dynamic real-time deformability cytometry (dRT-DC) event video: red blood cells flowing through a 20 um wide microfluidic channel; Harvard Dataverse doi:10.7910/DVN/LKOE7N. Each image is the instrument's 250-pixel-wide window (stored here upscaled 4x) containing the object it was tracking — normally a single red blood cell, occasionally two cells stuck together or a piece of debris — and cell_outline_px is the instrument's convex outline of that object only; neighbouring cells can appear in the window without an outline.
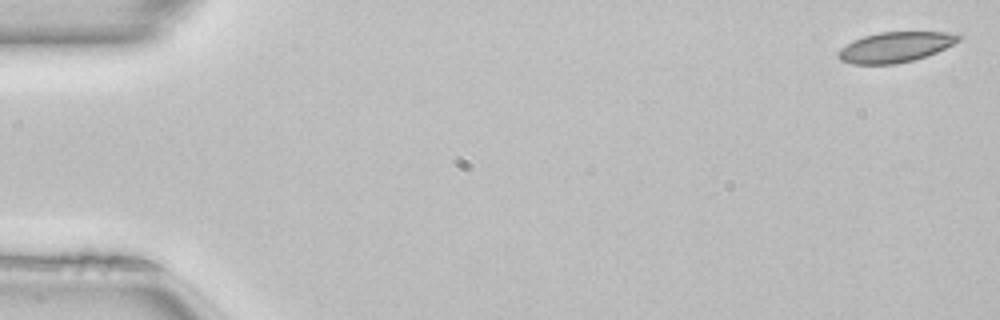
{"species": "common noctule bat (a hibernating species)", "species_latin": "Nyctalus noctula", "temperature_condition": "room temperature", "stored_images_in_passage": 50, "camera_frame_rate_fps": 3000, "um_per_image_px": 0.085, "animal": {"sex": "female", "body_mass_g": 22.7, "forearm_length_mm": 54.2}, "frame": {"image": 1, "passage_image": 1, "time_ms": 0.0, "image_size_px": [1000, 320], "cell_outline_px": [[964, 36], [960, 40], [936, 52], [912, 60], [896, 64], [852, 64], [840, 60], [836, 56], [836, 52], [840, 48], [852, 40], [864, 36], [880, 32], [960, 32]], "centroid_in_image_um": [76.09, 3.99], "position_along_channel_um": 8.9, "area_um2": 21.39}}
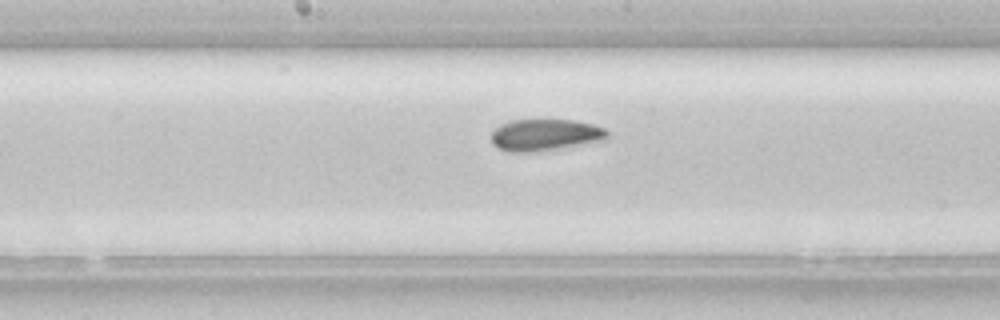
{"frame": {"image": 2, "passage_image": 26, "time_ms": 8.333, "image_size_px": [1000, 320], "cell_outline_px": [[608, 140], [556, 148], [528, 152], [508, 152], [492, 144], [492, 132], [500, 124], [512, 120], [572, 120], [592, 124], [604, 128], [608, 132]], "centroid_in_image_um": [46.34, 11.46], "position_along_channel_um": 201.9, "area_um2": 21.21}}
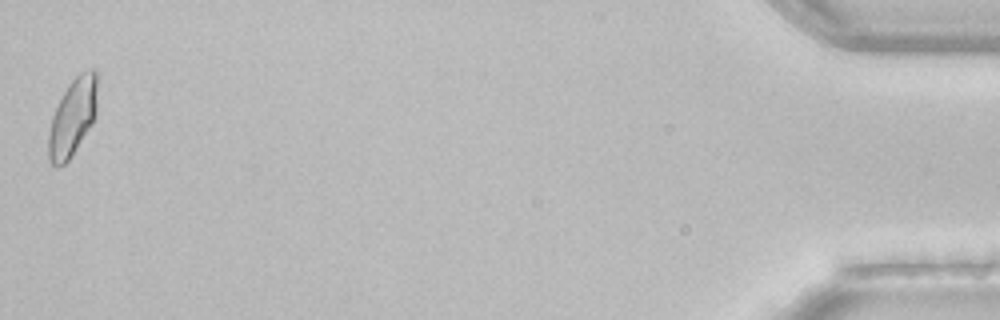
{"frame": {"image": 3, "passage_image": 50, "time_ms": 16.333, "image_size_px": [1000, 320], "cell_outline_px": [[96, 112], [92, 124], [72, 156], [64, 164], [56, 168], [52, 164], [48, 156], [48, 132], [52, 116], [68, 84], [80, 72], [92, 68], [96, 72]], "centroid_in_image_um": [6.16, 9.99], "position_along_channel_um": 429.0, "area_um2": 21.91}, "authors_computed_cell_mechanics": {"area_um2": 21.3282, "velocity_mm_per_s": 4.0651, "shape_relaxation_time_tau1_ms": null, "shape_relaxation_time_tau2_ms": 2.2628, "deformation_change_tau1": null, "deformation_change_tau2": 0.0593}}